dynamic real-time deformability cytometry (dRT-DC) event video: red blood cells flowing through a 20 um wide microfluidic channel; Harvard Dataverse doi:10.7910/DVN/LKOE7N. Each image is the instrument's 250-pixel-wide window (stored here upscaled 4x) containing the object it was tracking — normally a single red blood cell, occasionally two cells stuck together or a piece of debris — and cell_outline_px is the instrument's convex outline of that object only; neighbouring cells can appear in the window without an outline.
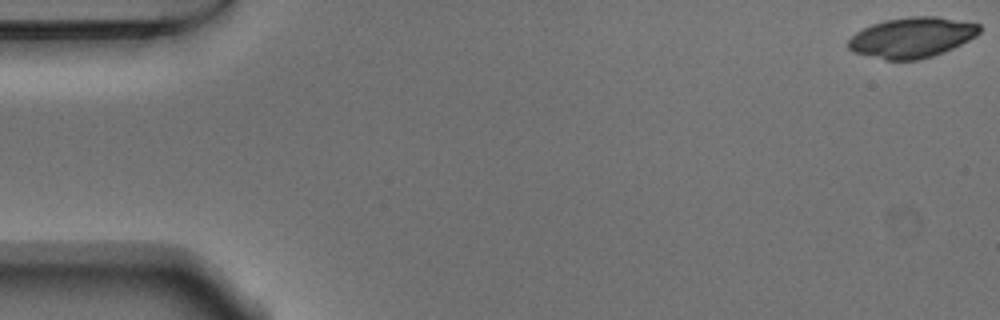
{"species": "Egyptian fruit bat (a non-hibernating species)", "species_latin": "Rousettus aegyptiacus", "temperature_condition": "warm", "stored_images_in_passage": 15, "camera_frame_rate_fps": 3000, "um_per_image_px": 0.085, "animal": {"sex": "male"}, "frame": {"image": 1, "passage_image": 1, "time_ms": 0.0, "image_size_px": [1000, 320], "cell_outline_px": [[980, 32], [976, 36], [952, 48], [932, 56], [916, 60], [884, 60], [852, 52], [848, 48], [848, 40], [856, 32], [872, 24], [884, 20], [908, 16], [936, 16], [980, 24]], "centroid_in_image_um": [77.48, 3.18], "position_along_channel_um": 7.5, "area_um2": 30.81}}
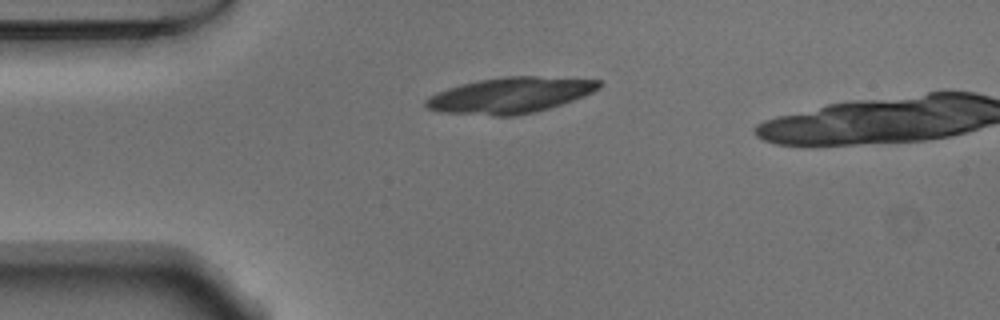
{"frame": {"image": 2, "passage_image": 13, "time_ms": 4.0, "image_size_px": [1000, 320], "cell_outline_px": [[604, 84], [600, 88], [592, 92], [572, 100], [536, 112], [512, 116], [492, 116], [440, 112], [428, 108], [424, 104], [424, 100], [428, 96], [436, 92], [460, 84], [476, 80], [504, 76], [536, 76], [600, 80]], "centroid_in_image_um": [43.33, 8.09], "position_along_channel_um": 41.7, "area_um2": 36.3}}